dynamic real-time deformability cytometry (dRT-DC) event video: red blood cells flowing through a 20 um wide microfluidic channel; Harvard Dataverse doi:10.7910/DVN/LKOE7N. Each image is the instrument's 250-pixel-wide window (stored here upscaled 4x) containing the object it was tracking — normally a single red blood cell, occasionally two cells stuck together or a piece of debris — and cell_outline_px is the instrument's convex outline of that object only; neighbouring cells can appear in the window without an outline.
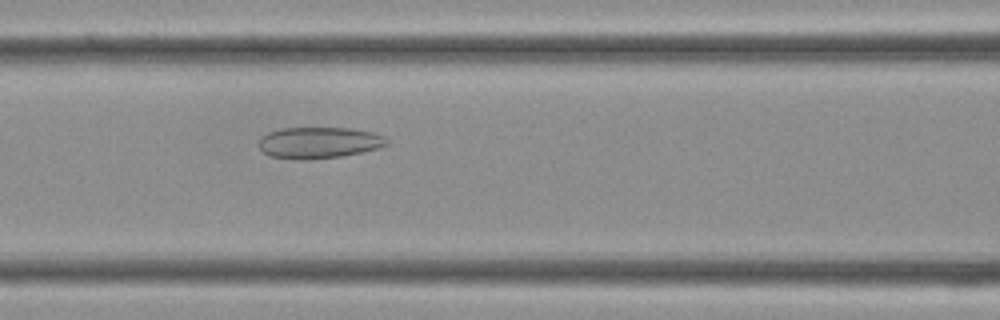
{"species": "Egyptian fruit bat (a non-hibernating species)", "species_latin": "Rousettus aegyptiacus", "temperature_condition": "cold", "stored_images_in_passage": 36, "camera_frame_rate_fps": 3000, "um_per_image_px": 0.085, "frame": {"image": 1, "passage_image": 15, "time_ms": 4.667, "image_size_px": [1000, 320], "cell_outline_px": [[388, 144], [380, 148], [340, 156], [312, 160], [304, 160], [268, 156], [260, 148], [260, 136], [268, 132], [280, 128], [352, 128], [372, 132], [384, 136], [388, 140]], "centroid_in_image_um": [27.11, 12.12], "position_along_channel_um": 139.5, "area_um2": 23.47}}
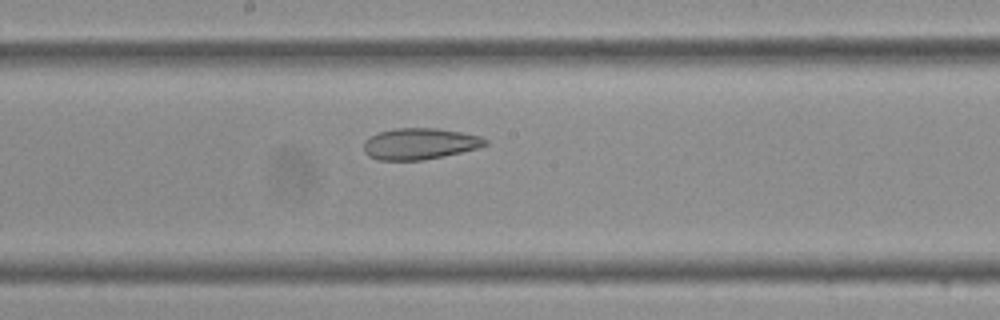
{"frame": {"image": 2, "passage_image": 19, "time_ms": 6.0, "image_size_px": [1000, 320], "cell_outline_px": [[488, 144], [480, 148], [444, 156], [424, 160], [376, 160], [368, 156], [364, 152], [364, 140], [380, 132], [396, 128], [436, 128], [460, 132], [480, 136], [488, 140]], "centroid_in_image_um": [35.69, 12.23], "position_along_channel_um": 212.5, "area_um2": 22.25}}
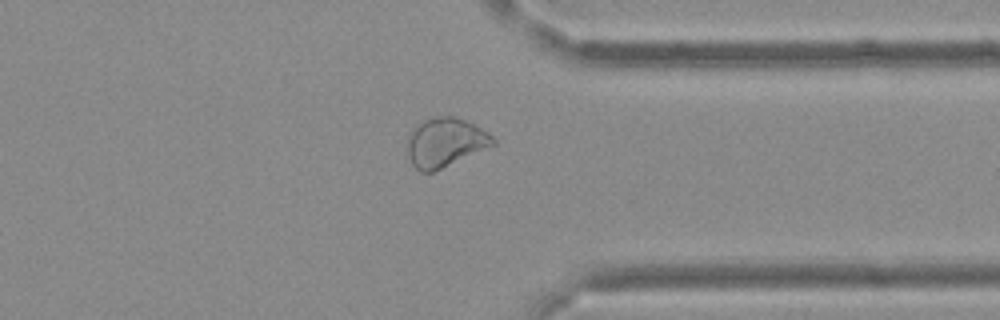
{"frame": {"image": 3, "passage_image": 28, "time_ms": 9.0, "image_size_px": [1000, 320], "cell_outline_px": [[496, 144], [432, 172], [420, 172], [412, 164], [408, 156], [408, 136], [412, 128], [416, 124], [424, 120], [440, 116], [456, 116], [488, 132], [496, 140]], "centroid_in_image_um": [37.82, 12.1], "position_along_channel_um": 373.6, "area_um2": 24.22}}